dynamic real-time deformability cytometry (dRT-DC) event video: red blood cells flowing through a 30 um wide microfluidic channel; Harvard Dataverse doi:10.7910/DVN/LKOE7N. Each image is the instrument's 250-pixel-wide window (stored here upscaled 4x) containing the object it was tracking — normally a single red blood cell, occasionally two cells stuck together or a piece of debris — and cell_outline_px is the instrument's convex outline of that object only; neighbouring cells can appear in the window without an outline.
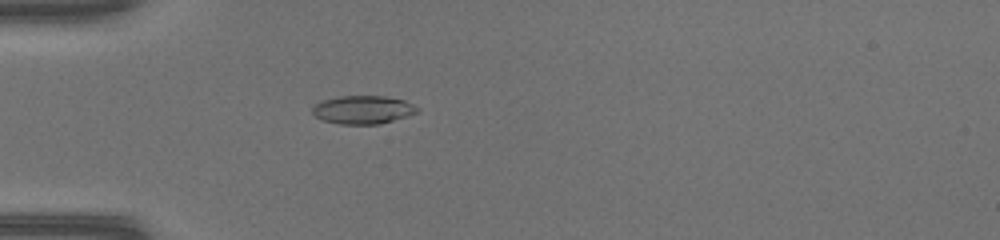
{"species": "common noctule bat (a hibernating species)", "species_latin": "Nyctalus noctula", "temperature_condition": "warm", "stored_images_in_passage": 39, "camera_frame_rate_fps": 3000, "um_per_image_px": 0.085, "animal": {"sex": "female", "body_mass_g": 17.0, "forearm_length_mm": 48.0}, "frame": {"image": 1, "passage_image": 5, "time_ms": 1.333, "image_size_px": [1000, 240], "cell_outline_px": [[420, 112], [408, 116], [380, 124], [340, 124], [324, 120], [316, 116], [312, 112], [312, 104], [320, 100], [340, 96], [384, 96], [404, 100], [420, 108]], "centroid_in_image_um": [30.85, 9.32], "position_along_channel_um": 54.1, "area_um2": 17.46}}
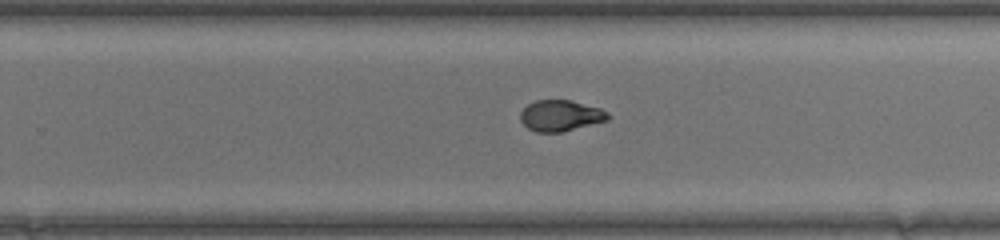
{"frame": {"image": 2, "passage_image": 22, "time_ms": 7.0, "image_size_px": [1000, 240], "cell_outline_px": [[608, 120], [560, 132], [536, 132], [528, 128], [520, 120], [520, 112], [528, 104], [536, 100], [572, 100], [600, 108], [608, 112]], "centroid_in_image_um": [47.63, 9.82], "position_along_channel_um": 282.2, "area_um2": 15.72}}
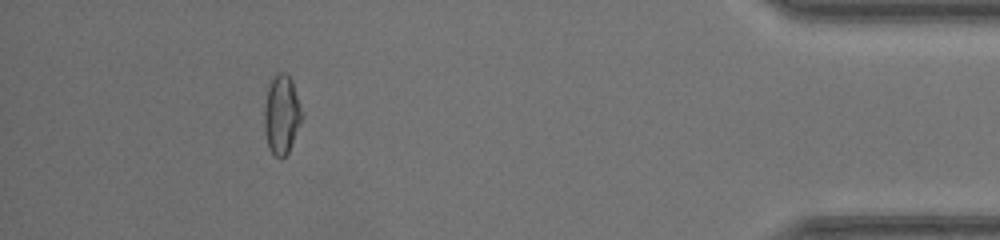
{"frame": {"image": 3, "passage_image": 35, "time_ms": 11.333, "image_size_px": [1000, 240], "cell_outline_px": [[304, 116], [288, 152], [284, 156], [276, 156], [268, 148], [264, 132], [264, 108], [268, 88], [272, 80], [280, 72], [284, 72], [292, 80]], "centroid_in_image_um": [23.94, 9.76], "position_along_channel_um": 411.3, "area_um2": 17.17}, "authors_computed_cell_mechanics": {"area_um2": 16.5308, "velocity_mm_per_s": 4.2297, "shape_relaxation_time_tau1_ms": 5.6961, "shape_relaxation_time_tau2_ms": 1.2395, "deformation_change_tau1": 0.2255, "deformation_change_tau2": 0.0591}}